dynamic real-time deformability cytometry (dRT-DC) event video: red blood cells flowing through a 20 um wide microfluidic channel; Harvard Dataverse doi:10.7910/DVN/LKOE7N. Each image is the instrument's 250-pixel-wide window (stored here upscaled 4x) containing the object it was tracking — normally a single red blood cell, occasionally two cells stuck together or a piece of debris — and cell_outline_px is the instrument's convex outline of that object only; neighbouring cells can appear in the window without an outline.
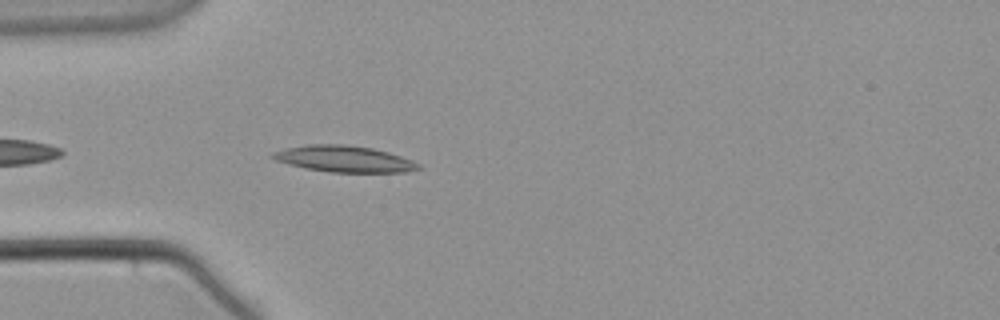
{"species": "common noctule bat (a hibernating species)", "species_latin": "Nyctalus noctula", "temperature_condition": "warm", "stored_images_in_passage": 9, "camera_frame_rate_fps": 3000, "um_per_image_px": 0.085, "animal": {"sex": "male", "body_mass_g": 21.5, "forearm_length_mm": 52.0}, "frame": {"image": 1, "passage_image": 2, "time_ms": 0.333, "image_size_px": [1000, 320], "cell_outline_px": [[420, 168], [404, 172], [328, 172], [304, 168], [288, 164], [276, 160], [268, 156], [272, 152], [284, 148], [308, 144], [344, 144], [372, 148], [388, 152], [412, 160], [420, 164]], "centroid_in_image_um": [29.19, 13.5], "position_along_channel_um": 55.8, "area_um2": 22.43}}